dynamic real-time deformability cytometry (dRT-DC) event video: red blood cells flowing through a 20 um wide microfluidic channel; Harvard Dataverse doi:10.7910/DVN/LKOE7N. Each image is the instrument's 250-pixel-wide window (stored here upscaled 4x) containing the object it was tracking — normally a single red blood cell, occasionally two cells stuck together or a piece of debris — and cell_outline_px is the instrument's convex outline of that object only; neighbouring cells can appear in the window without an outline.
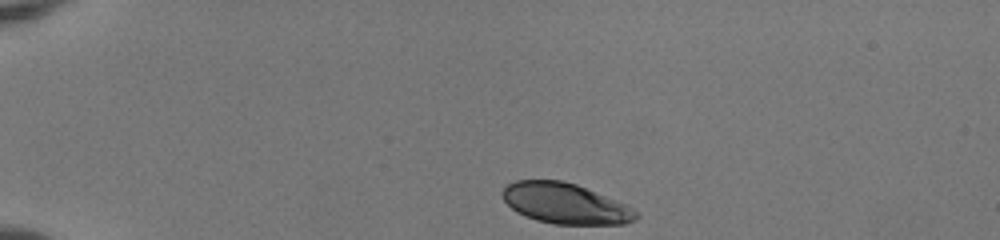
{"species": "human", "species_latin": "Homo sapiens", "temperature_condition": "room temperature", "stored_images_in_passage": 41, "camera_frame_rate_fps": 3000, "um_per_image_px": 0.085, "donor": {"sex": "female"}, "frame": {"image": 1, "passage_image": 1, "time_ms": 0.0, "image_size_px": [1000, 240], "cell_outline_px": [[640, 216], [636, 220], [624, 224], [552, 224], [536, 220], [524, 216], [516, 212], [504, 200], [500, 192], [508, 184], [516, 180], [564, 180], [576, 184], [616, 200], [632, 208]], "centroid_in_image_um": [48.03, 17.3], "position_along_channel_um": 37.0, "area_um2": 31.62}}
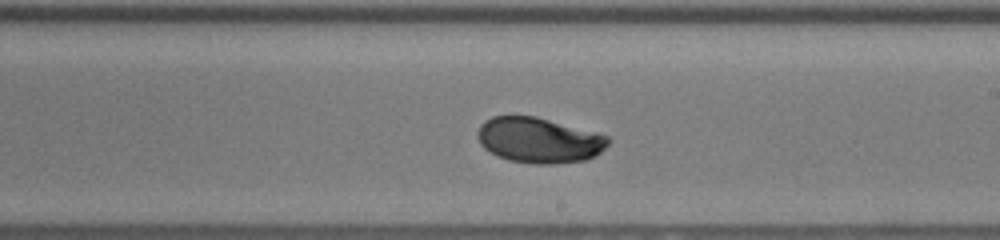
{"frame": {"image": 2, "passage_image": 22, "time_ms": 7.0, "image_size_px": [1000, 240], "cell_outline_px": [[608, 144], [596, 156], [584, 160], [556, 164], [536, 164], [508, 160], [496, 156], [484, 148], [480, 144], [476, 136], [476, 132], [480, 124], [484, 120], [492, 116], [536, 116], [596, 132], [608, 136]], "centroid_in_image_um": [45.77, 11.91], "position_along_channel_um": 243.2, "area_um2": 34.8}}
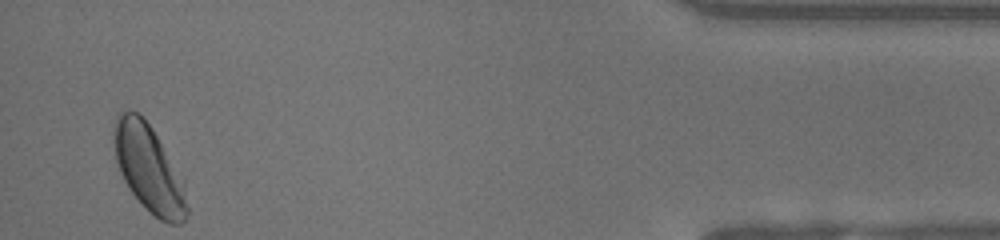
{"frame": {"image": 3, "passage_image": 40, "time_ms": 13.0, "image_size_px": [1000, 240], "cell_outline_px": [[188, 212], [184, 220], [180, 224], [168, 224], [160, 220], [148, 212], [128, 188], [120, 172], [116, 160], [112, 136], [112, 132], [116, 120], [120, 112], [136, 112], [152, 128], [184, 176], [188, 208]], "centroid_in_image_um": [12.69, 14.38], "position_along_channel_um": 422.5, "area_um2": 37.51}, "authors_computed_cell_mechanics": {"area_um2": 33.8708, "velocity_mm_per_s": 3.9801, "shape_relaxation_time_tau1_ms": 2.4088, "shape_relaxation_time_tau2_ms": 1.0069, "deformation_change_tau1": 0.1226, "deformation_change_tau2": 0.0276}}